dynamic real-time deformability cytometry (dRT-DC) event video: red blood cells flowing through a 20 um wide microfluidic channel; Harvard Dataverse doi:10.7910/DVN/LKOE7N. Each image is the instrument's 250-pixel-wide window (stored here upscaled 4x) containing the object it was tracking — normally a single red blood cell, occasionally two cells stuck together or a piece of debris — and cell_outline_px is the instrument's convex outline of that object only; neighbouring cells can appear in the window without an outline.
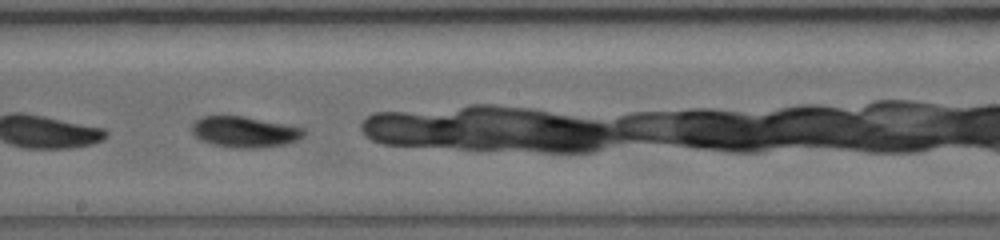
{"species": "common noctule bat (a hibernating species)", "species_latin": "Nyctalus noctula", "temperature_condition": "warm", "stored_images_in_passage": 22, "camera_frame_rate_fps": 5000, "um_per_image_px": 0.085, "animal": {"sex": "female", "body_mass_g": 19.0, "forearm_length_mm": 56.7}, "frame": {"image": 1, "passage_image": 10, "time_ms": 4.6, "image_size_px": [1000, 240], "cell_outline_px": [[304, 136], [296, 140], [284, 144], [256, 148], [232, 148], [212, 144], [200, 140], [192, 132], [192, 124], [200, 116], [244, 116], [288, 124], [304, 128]], "centroid_in_image_um": [20.78, 11.2], "position_along_channel_um": 227.4, "area_um2": 20.23}}